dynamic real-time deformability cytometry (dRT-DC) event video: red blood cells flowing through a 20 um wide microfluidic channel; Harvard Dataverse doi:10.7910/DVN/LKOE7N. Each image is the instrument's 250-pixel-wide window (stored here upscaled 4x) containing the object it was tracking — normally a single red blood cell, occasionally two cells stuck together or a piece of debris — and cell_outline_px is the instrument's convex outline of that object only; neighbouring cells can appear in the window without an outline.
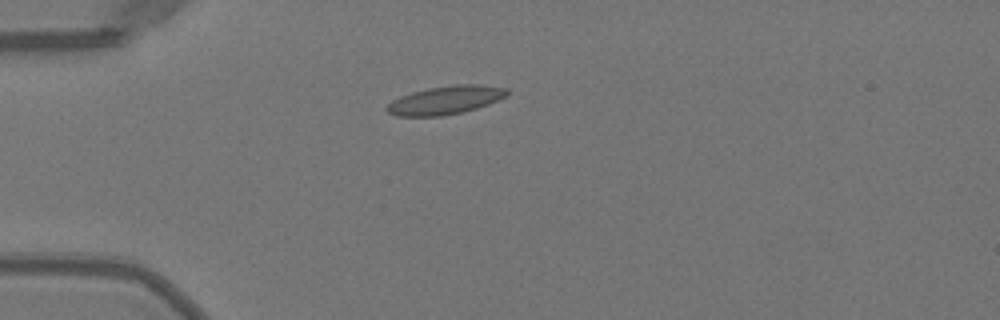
{"species": "Egyptian fruit bat (a non-hibernating species)", "species_latin": "Rousettus aegyptiacus", "temperature_condition": "warm", "stored_images_in_passage": 36, "camera_frame_rate_fps": 3000, "um_per_image_px": 0.085, "animal": {"sex": "female"}, "frame": {"image": 1, "passage_image": 1, "time_ms": 0.0, "image_size_px": [1000, 320], "cell_outline_px": [[508, 96], [488, 104], [476, 108], [444, 116], [396, 116], [388, 112], [384, 108], [392, 100], [400, 96], [412, 92], [428, 88], [456, 84], [480, 84], [508, 88]], "centroid_in_image_um": [37.86, 8.5], "position_along_channel_um": 47.1, "area_um2": 19.94}}
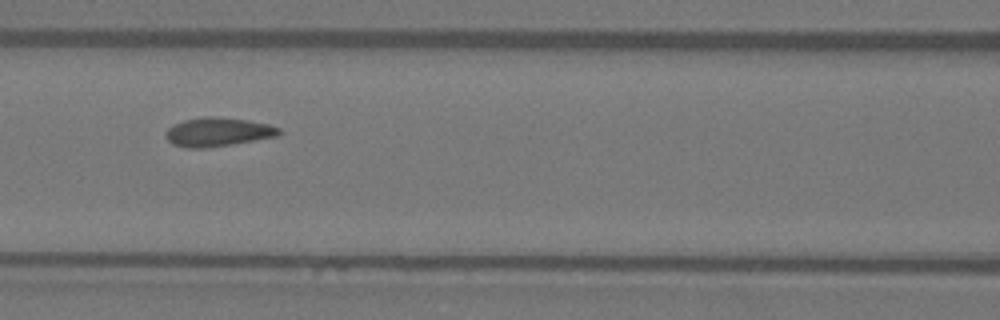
{"frame": {"image": 2, "passage_image": 10, "time_ms": 3.0, "image_size_px": [1000, 320], "cell_outline_px": [[280, 136], [232, 144], [204, 148], [184, 148], [172, 144], [168, 140], [168, 128], [172, 124], [184, 120], [204, 116], [216, 116], [244, 120], [268, 124], [280, 128]], "centroid_in_image_um": [18.53, 11.22], "position_along_channel_um": 148.1, "area_um2": 18.96}}
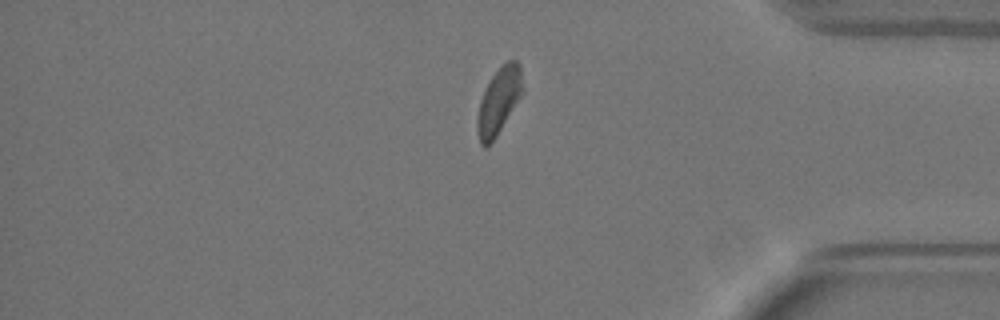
{"frame": {"image": 3, "passage_image": 30, "time_ms": 9.667, "image_size_px": [1000, 320], "cell_outline_px": [[524, 92], [496, 136], [484, 148], [480, 144], [476, 124], [476, 120], [480, 100], [492, 76], [508, 60], [516, 60], [520, 64], [524, 88]], "centroid_in_image_um": [42.42, 8.57], "position_along_channel_um": 392.8, "area_um2": 17.34}, "authors_computed_cell_mechanics": {"area_um2": 18.496, "velocity_mm_per_s": 4.0016, "shape_relaxation_time_tau1_ms": 3.2395, "shape_relaxation_time_tau2_ms": 0.7649, "deformation_change_tau1": 0.1228, "deformation_change_tau2": 0.0706}}